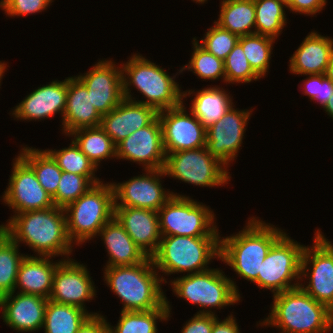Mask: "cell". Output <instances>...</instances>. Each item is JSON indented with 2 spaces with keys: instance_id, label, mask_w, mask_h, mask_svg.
Segmentation results:
<instances>
[{
  "instance_id": "c3c4849f",
  "label": "cell",
  "mask_w": 333,
  "mask_h": 333,
  "mask_svg": "<svg viewBox=\"0 0 333 333\" xmlns=\"http://www.w3.org/2000/svg\"><path fill=\"white\" fill-rule=\"evenodd\" d=\"M325 76L333 82V50L331 53L329 64L325 71Z\"/></svg>"
},
{
  "instance_id": "44dd1931",
  "label": "cell",
  "mask_w": 333,
  "mask_h": 333,
  "mask_svg": "<svg viewBox=\"0 0 333 333\" xmlns=\"http://www.w3.org/2000/svg\"><path fill=\"white\" fill-rule=\"evenodd\" d=\"M68 77L65 80H54L50 84L38 87L23 99L11 112L14 119L39 121L63 113L66 107Z\"/></svg>"
},
{
  "instance_id": "d4e9b609",
  "label": "cell",
  "mask_w": 333,
  "mask_h": 333,
  "mask_svg": "<svg viewBox=\"0 0 333 333\" xmlns=\"http://www.w3.org/2000/svg\"><path fill=\"white\" fill-rule=\"evenodd\" d=\"M332 50V38L311 31L290 57L289 70L296 75L325 74Z\"/></svg>"
},
{
  "instance_id": "277c9868",
  "label": "cell",
  "mask_w": 333,
  "mask_h": 333,
  "mask_svg": "<svg viewBox=\"0 0 333 333\" xmlns=\"http://www.w3.org/2000/svg\"><path fill=\"white\" fill-rule=\"evenodd\" d=\"M104 281L122 301L121 311H148L166 303L159 276L151 258L130 266L105 267Z\"/></svg>"
},
{
  "instance_id": "b9f144b4",
  "label": "cell",
  "mask_w": 333,
  "mask_h": 333,
  "mask_svg": "<svg viewBox=\"0 0 333 333\" xmlns=\"http://www.w3.org/2000/svg\"><path fill=\"white\" fill-rule=\"evenodd\" d=\"M308 78L303 80V94L308 96L311 101L316 100L323 107L333 94V82L325 74L306 75Z\"/></svg>"
},
{
  "instance_id": "1f68e13d",
  "label": "cell",
  "mask_w": 333,
  "mask_h": 333,
  "mask_svg": "<svg viewBox=\"0 0 333 333\" xmlns=\"http://www.w3.org/2000/svg\"><path fill=\"white\" fill-rule=\"evenodd\" d=\"M166 303L160 308L148 311H121L117 325L111 326L110 333H158L157 320L167 321L170 318L171 305Z\"/></svg>"
},
{
  "instance_id": "9a60e30c",
  "label": "cell",
  "mask_w": 333,
  "mask_h": 333,
  "mask_svg": "<svg viewBox=\"0 0 333 333\" xmlns=\"http://www.w3.org/2000/svg\"><path fill=\"white\" fill-rule=\"evenodd\" d=\"M234 105L206 128V147L227 168L237 157L252 110H237ZM228 165V166H227Z\"/></svg>"
},
{
  "instance_id": "681fc988",
  "label": "cell",
  "mask_w": 333,
  "mask_h": 333,
  "mask_svg": "<svg viewBox=\"0 0 333 333\" xmlns=\"http://www.w3.org/2000/svg\"><path fill=\"white\" fill-rule=\"evenodd\" d=\"M323 108L327 112V114L333 118V94L323 106Z\"/></svg>"
},
{
  "instance_id": "4316f807",
  "label": "cell",
  "mask_w": 333,
  "mask_h": 333,
  "mask_svg": "<svg viewBox=\"0 0 333 333\" xmlns=\"http://www.w3.org/2000/svg\"><path fill=\"white\" fill-rule=\"evenodd\" d=\"M98 236L108 252L106 267L135 265L148 258L115 218L105 224Z\"/></svg>"
},
{
  "instance_id": "836d02e7",
  "label": "cell",
  "mask_w": 333,
  "mask_h": 333,
  "mask_svg": "<svg viewBox=\"0 0 333 333\" xmlns=\"http://www.w3.org/2000/svg\"><path fill=\"white\" fill-rule=\"evenodd\" d=\"M26 254L0 229V297L15 291L18 269Z\"/></svg>"
},
{
  "instance_id": "ac0fdd59",
  "label": "cell",
  "mask_w": 333,
  "mask_h": 333,
  "mask_svg": "<svg viewBox=\"0 0 333 333\" xmlns=\"http://www.w3.org/2000/svg\"><path fill=\"white\" fill-rule=\"evenodd\" d=\"M166 154L162 126L157 116L149 125L138 129L116 145V159L141 164L143 169H163Z\"/></svg>"
},
{
  "instance_id": "7a4b0ae2",
  "label": "cell",
  "mask_w": 333,
  "mask_h": 333,
  "mask_svg": "<svg viewBox=\"0 0 333 333\" xmlns=\"http://www.w3.org/2000/svg\"><path fill=\"white\" fill-rule=\"evenodd\" d=\"M256 218V219H255ZM258 217L248 218L237 234L220 238V259L237 275L254 283L272 245L285 233Z\"/></svg>"
},
{
  "instance_id": "ffe728a7",
  "label": "cell",
  "mask_w": 333,
  "mask_h": 333,
  "mask_svg": "<svg viewBox=\"0 0 333 333\" xmlns=\"http://www.w3.org/2000/svg\"><path fill=\"white\" fill-rule=\"evenodd\" d=\"M0 297L1 319L17 332H34L44 325L48 299L19 291Z\"/></svg>"
},
{
  "instance_id": "2e32d148",
  "label": "cell",
  "mask_w": 333,
  "mask_h": 333,
  "mask_svg": "<svg viewBox=\"0 0 333 333\" xmlns=\"http://www.w3.org/2000/svg\"><path fill=\"white\" fill-rule=\"evenodd\" d=\"M145 173L122 183H113L115 207H136L158 211L172 196L165 191L163 169H146ZM161 177V178H160ZM120 200V202H118Z\"/></svg>"
},
{
  "instance_id": "4dcf8cb0",
  "label": "cell",
  "mask_w": 333,
  "mask_h": 333,
  "mask_svg": "<svg viewBox=\"0 0 333 333\" xmlns=\"http://www.w3.org/2000/svg\"><path fill=\"white\" fill-rule=\"evenodd\" d=\"M70 135L96 168L104 159L116 158V145L100 126L78 129Z\"/></svg>"
},
{
  "instance_id": "8fae6325",
  "label": "cell",
  "mask_w": 333,
  "mask_h": 333,
  "mask_svg": "<svg viewBox=\"0 0 333 333\" xmlns=\"http://www.w3.org/2000/svg\"><path fill=\"white\" fill-rule=\"evenodd\" d=\"M165 154L164 173L174 179L208 188L224 186L230 181L228 168L206 146Z\"/></svg>"
},
{
  "instance_id": "74e56055",
  "label": "cell",
  "mask_w": 333,
  "mask_h": 333,
  "mask_svg": "<svg viewBox=\"0 0 333 333\" xmlns=\"http://www.w3.org/2000/svg\"><path fill=\"white\" fill-rule=\"evenodd\" d=\"M193 52L188 64L184 65L179 74L183 71L190 70L203 80H217L223 78L225 82L224 61L217 58L212 53L206 51L193 38Z\"/></svg>"
},
{
  "instance_id": "30bf717a",
  "label": "cell",
  "mask_w": 333,
  "mask_h": 333,
  "mask_svg": "<svg viewBox=\"0 0 333 333\" xmlns=\"http://www.w3.org/2000/svg\"><path fill=\"white\" fill-rule=\"evenodd\" d=\"M304 246L285 232L270 248L254 283L273 295L299 287Z\"/></svg>"
},
{
  "instance_id": "d6a6232c",
  "label": "cell",
  "mask_w": 333,
  "mask_h": 333,
  "mask_svg": "<svg viewBox=\"0 0 333 333\" xmlns=\"http://www.w3.org/2000/svg\"><path fill=\"white\" fill-rule=\"evenodd\" d=\"M35 172L44 190L53 197L58 189L62 170L45 150L24 146L18 154Z\"/></svg>"
},
{
  "instance_id": "484cf974",
  "label": "cell",
  "mask_w": 333,
  "mask_h": 333,
  "mask_svg": "<svg viewBox=\"0 0 333 333\" xmlns=\"http://www.w3.org/2000/svg\"><path fill=\"white\" fill-rule=\"evenodd\" d=\"M51 258L27 254L18 269L15 291L18 288L20 293L39 295L48 299L52 291L56 267L63 260H67L63 258L54 262Z\"/></svg>"
},
{
  "instance_id": "9c48e42d",
  "label": "cell",
  "mask_w": 333,
  "mask_h": 333,
  "mask_svg": "<svg viewBox=\"0 0 333 333\" xmlns=\"http://www.w3.org/2000/svg\"><path fill=\"white\" fill-rule=\"evenodd\" d=\"M157 213L161 236L221 237L211 208L189 196L173 192Z\"/></svg>"
},
{
  "instance_id": "f1b7e54d",
  "label": "cell",
  "mask_w": 333,
  "mask_h": 333,
  "mask_svg": "<svg viewBox=\"0 0 333 333\" xmlns=\"http://www.w3.org/2000/svg\"><path fill=\"white\" fill-rule=\"evenodd\" d=\"M220 3L216 24L239 37L255 33L254 0H222Z\"/></svg>"
},
{
  "instance_id": "5b68a950",
  "label": "cell",
  "mask_w": 333,
  "mask_h": 333,
  "mask_svg": "<svg viewBox=\"0 0 333 333\" xmlns=\"http://www.w3.org/2000/svg\"><path fill=\"white\" fill-rule=\"evenodd\" d=\"M122 83L123 97L154 108L157 112L176 108L183 101V92L175 82V75L170 76L156 63L142 55L133 54L128 62L123 63ZM130 86L145 96L144 100H135L131 95Z\"/></svg>"
},
{
  "instance_id": "3957f363",
  "label": "cell",
  "mask_w": 333,
  "mask_h": 333,
  "mask_svg": "<svg viewBox=\"0 0 333 333\" xmlns=\"http://www.w3.org/2000/svg\"><path fill=\"white\" fill-rule=\"evenodd\" d=\"M261 326L281 333H328L333 331V311L319 303L300 286L273 295V304ZM271 325V326H270Z\"/></svg>"
},
{
  "instance_id": "f5cc1de1",
  "label": "cell",
  "mask_w": 333,
  "mask_h": 333,
  "mask_svg": "<svg viewBox=\"0 0 333 333\" xmlns=\"http://www.w3.org/2000/svg\"><path fill=\"white\" fill-rule=\"evenodd\" d=\"M196 1V3H200V4H204L205 2H207V0H193Z\"/></svg>"
},
{
  "instance_id": "60d3db41",
  "label": "cell",
  "mask_w": 333,
  "mask_h": 333,
  "mask_svg": "<svg viewBox=\"0 0 333 333\" xmlns=\"http://www.w3.org/2000/svg\"><path fill=\"white\" fill-rule=\"evenodd\" d=\"M207 30L208 31L203 36L204 39L200 40L201 42H199L196 38L194 39L206 51L224 61L234 46L239 42L240 37L221 28L215 22L214 26L208 28Z\"/></svg>"
},
{
  "instance_id": "d590c367",
  "label": "cell",
  "mask_w": 333,
  "mask_h": 333,
  "mask_svg": "<svg viewBox=\"0 0 333 333\" xmlns=\"http://www.w3.org/2000/svg\"><path fill=\"white\" fill-rule=\"evenodd\" d=\"M275 40L272 37L256 33L239 38L238 43L242 46L251 68L260 78L266 76V72L269 70Z\"/></svg>"
},
{
  "instance_id": "f35d334b",
  "label": "cell",
  "mask_w": 333,
  "mask_h": 333,
  "mask_svg": "<svg viewBox=\"0 0 333 333\" xmlns=\"http://www.w3.org/2000/svg\"><path fill=\"white\" fill-rule=\"evenodd\" d=\"M93 185L86 176L63 171L56 194L52 197L54 206L65 209Z\"/></svg>"
},
{
  "instance_id": "7bdbcfd3",
  "label": "cell",
  "mask_w": 333,
  "mask_h": 333,
  "mask_svg": "<svg viewBox=\"0 0 333 333\" xmlns=\"http://www.w3.org/2000/svg\"><path fill=\"white\" fill-rule=\"evenodd\" d=\"M53 0H0V8L7 16H26L42 12Z\"/></svg>"
},
{
  "instance_id": "6da1fadb",
  "label": "cell",
  "mask_w": 333,
  "mask_h": 333,
  "mask_svg": "<svg viewBox=\"0 0 333 333\" xmlns=\"http://www.w3.org/2000/svg\"><path fill=\"white\" fill-rule=\"evenodd\" d=\"M8 223L0 225L18 245L22 242L41 257L59 255L71 259L72 242L67 234L66 214L56 206L14 214Z\"/></svg>"
},
{
  "instance_id": "e0dca14e",
  "label": "cell",
  "mask_w": 333,
  "mask_h": 333,
  "mask_svg": "<svg viewBox=\"0 0 333 333\" xmlns=\"http://www.w3.org/2000/svg\"><path fill=\"white\" fill-rule=\"evenodd\" d=\"M86 265L74 259L63 260L53 275L52 291L49 300L85 308V302L97 295L95 285Z\"/></svg>"
},
{
  "instance_id": "f907efd6",
  "label": "cell",
  "mask_w": 333,
  "mask_h": 333,
  "mask_svg": "<svg viewBox=\"0 0 333 333\" xmlns=\"http://www.w3.org/2000/svg\"><path fill=\"white\" fill-rule=\"evenodd\" d=\"M7 63H5V62H1L0 61V86H1V79H2V77L4 76L3 74L5 73V71H6V68H7V65H6Z\"/></svg>"
},
{
  "instance_id": "816d5d0a",
  "label": "cell",
  "mask_w": 333,
  "mask_h": 333,
  "mask_svg": "<svg viewBox=\"0 0 333 333\" xmlns=\"http://www.w3.org/2000/svg\"><path fill=\"white\" fill-rule=\"evenodd\" d=\"M280 2L284 3L286 6L290 4L291 0H279Z\"/></svg>"
},
{
  "instance_id": "f6af8a7d",
  "label": "cell",
  "mask_w": 333,
  "mask_h": 333,
  "mask_svg": "<svg viewBox=\"0 0 333 333\" xmlns=\"http://www.w3.org/2000/svg\"><path fill=\"white\" fill-rule=\"evenodd\" d=\"M327 0H291L287 9L292 13H300L305 15H315L320 13L326 6Z\"/></svg>"
},
{
  "instance_id": "83f0119b",
  "label": "cell",
  "mask_w": 333,
  "mask_h": 333,
  "mask_svg": "<svg viewBox=\"0 0 333 333\" xmlns=\"http://www.w3.org/2000/svg\"><path fill=\"white\" fill-rule=\"evenodd\" d=\"M191 94H194L195 97L191 99L190 111L206 128L220 120L228 108L233 105V97L229 96L230 93H226L222 87L210 86L196 92L186 90L183 91V100Z\"/></svg>"
},
{
  "instance_id": "cb8c5ba5",
  "label": "cell",
  "mask_w": 333,
  "mask_h": 333,
  "mask_svg": "<svg viewBox=\"0 0 333 333\" xmlns=\"http://www.w3.org/2000/svg\"><path fill=\"white\" fill-rule=\"evenodd\" d=\"M102 116L92 104L86 86L76 77H68L66 107L62 130L66 136L75 130L100 126Z\"/></svg>"
},
{
  "instance_id": "ee69618b",
  "label": "cell",
  "mask_w": 333,
  "mask_h": 333,
  "mask_svg": "<svg viewBox=\"0 0 333 333\" xmlns=\"http://www.w3.org/2000/svg\"><path fill=\"white\" fill-rule=\"evenodd\" d=\"M213 327V314H195L186 321L181 333H211Z\"/></svg>"
},
{
  "instance_id": "f546056e",
  "label": "cell",
  "mask_w": 333,
  "mask_h": 333,
  "mask_svg": "<svg viewBox=\"0 0 333 333\" xmlns=\"http://www.w3.org/2000/svg\"><path fill=\"white\" fill-rule=\"evenodd\" d=\"M99 313L80 307L59 304L48 299L44 317L45 333H77L79 327L90 316Z\"/></svg>"
},
{
  "instance_id": "7dc6e473",
  "label": "cell",
  "mask_w": 333,
  "mask_h": 333,
  "mask_svg": "<svg viewBox=\"0 0 333 333\" xmlns=\"http://www.w3.org/2000/svg\"><path fill=\"white\" fill-rule=\"evenodd\" d=\"M217 315H213V327L211 333H240L235 317L230 314L223 321H219Z\"/></svg>"
},
{
  "instance_id": "7402d4cb",
  "label": "cell",
  "mask_w": 333,
  "mask_h": 333,
  "mask_svg": "<svg viewBox=\"0 0 333 333\" xmlns=\"http://www.w3.org/2000/svg\"><path fill=\"white\" fill-rule=\"evenodd\" d=\"M114 218L142 252L151 258L161 241L157 211L136 207H115Z\"/></svg>"
},
{
  "instance_id": "5bb4252c",
  "label": "cell",
  "mask_w": 333,
  "mask_h": 333,
  "mask_svg": "<svg viewBox=\"0 0 333 333\" xmlns=\"http://www.w3.org/2000/svg\"><path fill=\"white\" fill-rule=\"evenodd\" d=\"M189 113L184 103L158 112L165 153L206 146V127L191 111Z\"/></svg>"
},
{
  "instance_id": "603a6c76",
  "label": "cell",
  "mask_w": 333,
  "mask_h": 333,
  "mask_svg": "<svg viewBox=\"0 0 333 333\" xmlns=\"http://www.w3.org/2000/svg\"><path fill=\"white\" fill-rule=\"evenodd\" d=\"M157 116L154 108L124 98L117 107L102 116L100 127L117 145L133 132L149 125Z\"/></svg>"
},
{
  "instance_id": "4fadbf2b",
  "label": "cell",
  "mask_w": 333,
  "mask_h": 333,
  "mask_svg": "<svg viewBox=\"0 0 333 333\" xmlns=\"http://www.w3.org/2000/svg\"><path fill=\"white\" fill-rule=\"evenodd\" d=\"M12 169L2 200L15 214L54 207L52 197L41 186L33 169L19 155L14 159Z\"/></svg>"
},
{
  "instance_id": "bcb514c9",
  "label": "cell",
  "mask_w": 333,
  "mask_h": 333,
  "mask_svg": "<svg viewBox=\"0 0 333 333\" xmlns=\"http://www.w3.org/2000/svg\"><path fill=\"white\" fill-rule=\"evenodd\" d=\"M77 333H110L106 318L101 314L90 315L79 327Z\"/></svg>"
},
{
  "instance_id": "8d00e7d4",
  "label": "cell",
  "mask_w": 333,
  "mask_h": 333,
  "mask_svg": "<svg viewBox=\"0 0 333 333\" xmlns=\"http://www.w3.org/2000/svg\"><path fill=\"white\" fill-rule=\"evenodd\" d=\"M56 161L62 171L86 176L93 184L101 182L95 172L98 170L89 158L72 140L70 146L60 150H46Z\"/></svg>"
},
{
  "instance_id": "ab89813d",
  "label": "cell",
  "mask_w": 333,
  "mask_h": 333,
  "mask_svg": "<svg viewBox=\"0 0 333 333\" xmlns=\"http://www.w3.org/2000/svg\"><path fill=\"white\" fill-rule=\"evenodd\" d=\"M225 83H250L261 79L251 68L242 46L237 43L224 60Z\"/></svg>"
},
{
  "instance_id": "52a82bcc",
  "label": "cell",
  "mask_w": 333,
  "mask_h": 333,
  "mask_svg": "<svg viewBox=\"0 0 333 333\" xmlns=\"http://www.w3.org/2000/svg\"><path fill=\"white\" fill-rule=\"evenodd\" d=\"M114 209L112 183L103 184L102 181L69 204L64 210L67 234L73 246L94 239L105 224L114 218Z\"/></svg>"
},
{
  "instance_id": "8992f818",
  "label": "cell",
  "mask_w": 333,
  "mask_h": 333,
  "mask_svg": "<svg viewBox=\"0 0 333 333\" xmlns=\"http://www.w3.org/2000/svg\"><path fill=\"white\" fill-rule=\"evenodd\" d=\"M221 237L162 236L151 257L157 271L193 274L206 271L212 259H220Z\"/></svg>"
},
{
  "instance_id": "d6986e66",
  "label": "cell",
  "mask_w": 333,
  "mask_h": 333,
  "mask_svg": "<svg viewBox=\"0 0 333 333\" xmlns=\"http://www.w3.org/2000/svg\"><path fill=\"white\" fill-rule=\"evenodd\" d=\"M111 60H99L91 70L76 76L91 95L92 104L103 116L117 107L123 97L122 68Z\"/></svg>"
},
{
  "instance_id": "7c38bea8",
  "label": "cell",
  "mask_w": 333,
  "mask_h": 333,
  "mask_svg": "<svg viewBox=\"0 0 333 333\" xmlns=\"http://www.w3.org/2000/svg\"><path fill=\"white\" fill-rule=\"evenodd\" d=\"M320 231L315 232L312 247L304 246L300 278L309 282L299 286L333 311V244Z\"/></svg>"
},
{
  "instance_id": "ba28073f",
  "label": "cell",
  "mask_w": 333,
  "mask_h": 333,
  "mask_svg": "<svg viewBox=\"0 0 333 333\" xmlns=\"http://www.w3.org/2000/svg\"><path fill=\"white\" fill-rule=\"evenodd\" d=\"M173 293L178 298L185 299L200 308L197 314H213L211 309H222L240 302L238 286L231 278H227L219 268H210L206 271L186 274L170 280ZM206 308L208 310H206Z\"/></svg>"
},
{
  "instance_id": "e575fe53",
  "label": "cell",
  "mask_w": 333,
  "mask_h": 333,
  "mask_svg": "<svg viewBox=\"0 0 333 333\" xmlns=\"http://www.w3.org/2000/svg\"><path fill=\"white\" fill-rule=\"evenodd\" d=\"M255 33L277 39L284 29L287 6L279 0H254Z\"/></svg>"
}]
</instances>
